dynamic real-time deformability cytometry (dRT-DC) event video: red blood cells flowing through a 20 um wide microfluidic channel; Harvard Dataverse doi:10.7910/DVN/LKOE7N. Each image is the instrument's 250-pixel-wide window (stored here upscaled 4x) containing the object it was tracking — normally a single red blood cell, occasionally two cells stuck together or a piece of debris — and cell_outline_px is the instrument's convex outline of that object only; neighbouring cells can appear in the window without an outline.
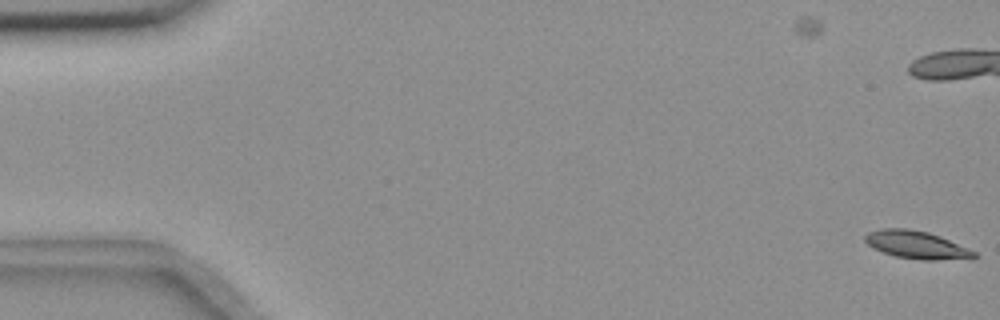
{"species": "common noctule bat (a hibernating species)", "species_latin": "Nyctalus noctula", "temperature_condition": "room temperature", "stored_images_in_passage": 2, "camera_frame_rate_fps": 3000, "um_per_image_px": 0.085, "animal": {"sex": "female", "body_mass_g": 18.4}, "frame": {"image": 1, "passage_image": 2, "time_ms": 0.333, "image_size_px": [1000, 320], "cell_outline_px": [[980, 256], [972, 260], [920, 260], [896, 256], [872, 248], [864, 240], [864, 236], [868, 232], [880, 228], [908, 228], [928, 232], [940, 236], [976, 252]], "centroid_in_image_um": [77.96, 20.83], "position_along_channel_um": 7.0, "area_um2": 17.98}}